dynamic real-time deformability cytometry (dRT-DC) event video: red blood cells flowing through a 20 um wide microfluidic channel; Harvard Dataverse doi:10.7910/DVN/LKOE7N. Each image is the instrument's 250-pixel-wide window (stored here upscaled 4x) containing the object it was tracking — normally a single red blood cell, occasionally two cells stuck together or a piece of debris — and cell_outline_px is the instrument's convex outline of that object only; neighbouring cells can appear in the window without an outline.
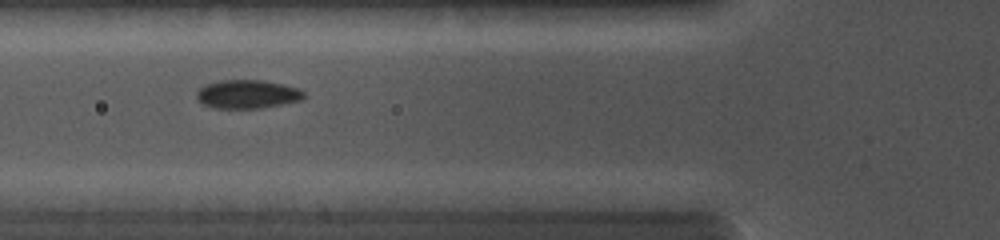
{"species": "common noctule bat (a hibernating species)", "species_latin": "Nyctalus noctula", "temperature_condition": "cold", "stored_images_in_passage": 22, "camera_frame_rate_fps": 5000, "um_per_image_px": 0.085, "animal": {"sex": "female", "body_mass_g": 19.0, "forearm_length_mm": 56.7}, "frame": {"image": 1, "passage_image": 6, "time_ms": 3.6, "image_size_px": [1000, 240], "cell_outline_px": [[304, 96], [300, 100], [260, 108], [216, 108], [204, 104], [196, 96], [196, 92], [204, 84], [220, 80], [260, 80], [280, 84], [296, 88], [304, 92]], "centroid_in_image_um": [20.97, 8.0], "position_along_channel_um": 104.8, "area_um2": 17.51}}
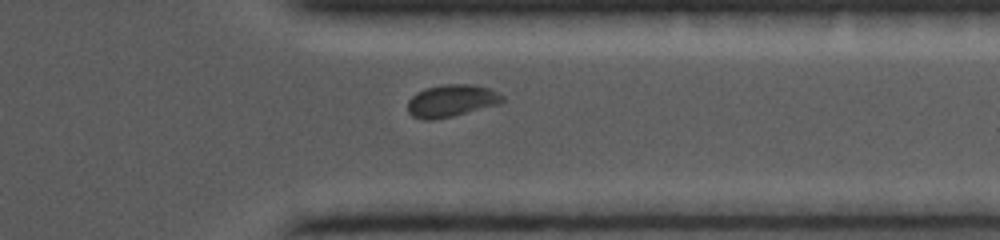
{"frame": {"image": 2, "passage_image": 18, "time_ms": 9.6, "image_size_px": [1000, 240], "cell_outline_px": [[504, 100], [500, 104], [452, 116], [432, 120], [424, 120], [412, 116], [408, 112], [408, 100], [416, 92], [424, 88], [444, 84], [468, 84], [488, 88], [504, 96]], "centroid_in_image_um": [38.35, 8.56], "position_along_channel_um": 373.1, "area_um2": 17.8}}
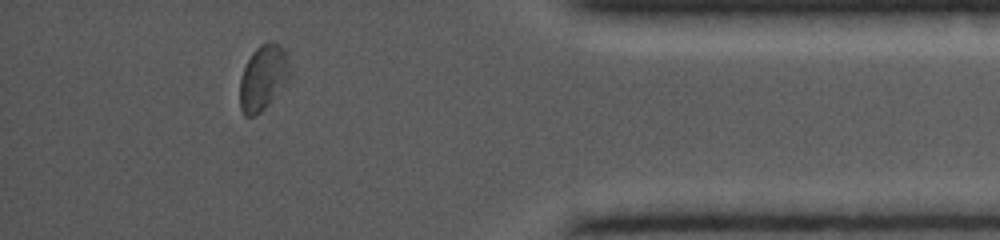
{"frame": {"image": 3, "passage_image": 21, "time_ms": 11.0, "image_size_px": [1000, 240], "cell_outline_px": [[288, 76], [284, 84], [268, 104], [260, 112], [252, 116], [244, 116], [240, 108], [240, 80], [244, 68], [252, 52], [260, 44], [280, 44], [284, 52], [288, 68]], "centroid_in_image_um": [22.3, 6.63], "position_along_channel_um": 412.9, "area_um2": 18.09}}